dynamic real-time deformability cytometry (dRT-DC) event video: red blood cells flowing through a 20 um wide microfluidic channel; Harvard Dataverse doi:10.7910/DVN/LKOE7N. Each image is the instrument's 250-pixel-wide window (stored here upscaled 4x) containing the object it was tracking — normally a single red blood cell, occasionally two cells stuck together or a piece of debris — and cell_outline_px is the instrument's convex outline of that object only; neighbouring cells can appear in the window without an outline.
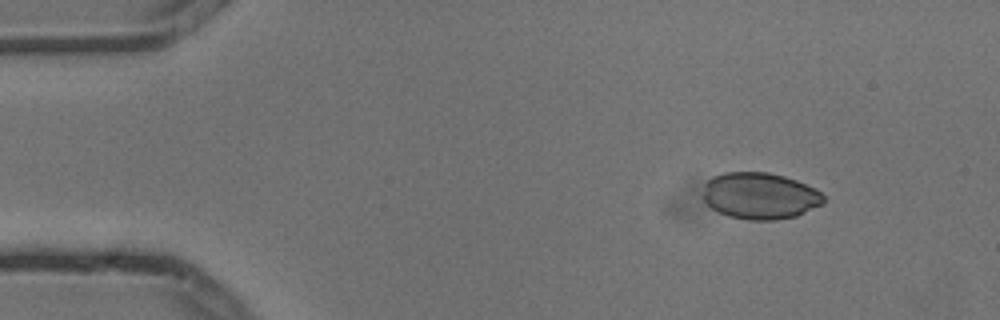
{"species": "common noctule bat (a hibernating species)", "species_latin": "Nyctalus noctula", "temperature_condition": "cold", "stored_images_in_passage": 4, "camera_frame_rate_fps": 3000, "um_per_image_px": 0.085, "animal": {"sex": "male", "body_mass_g": 13.3}, "frame": {"image": 1, "passage_image": 1, "time_ms": 0.0, "image_size_px": [1000, 320], "cell_outline_px": [[824, 204], [796, 216], [776, 220], [748, 220], [728, 216], [712, 208], [704, 200], [704, 184], [712, 176], [724, 172], [768, 172], [784, 176], [796, 180], [816, 188], [824, 196]], "centroid_in_image_um": [64.61, 16.64], "position_along_channel_um": 20.4, "area_um2": 32.89}}